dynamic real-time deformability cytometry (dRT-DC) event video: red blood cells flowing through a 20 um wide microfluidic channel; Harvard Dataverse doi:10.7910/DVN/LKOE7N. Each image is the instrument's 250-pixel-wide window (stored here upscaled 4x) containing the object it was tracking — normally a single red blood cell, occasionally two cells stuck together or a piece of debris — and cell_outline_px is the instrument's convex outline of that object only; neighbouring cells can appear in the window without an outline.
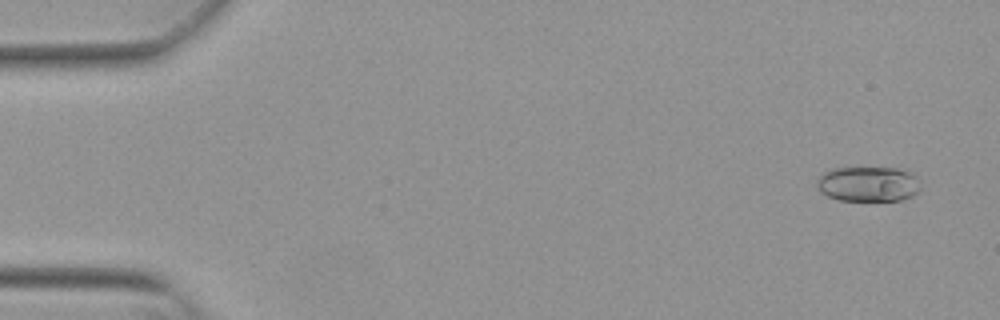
{"species": "Egyptian fruit bat (a non-hibernating species)", "species_latin": "Rousettus aegyptiacus", "temperature_condition": "warm", "stored_images_in_passage": 46, "camera_frame_rate_fps": 3000, "um_per_image_px": 0.085, "animal": {"sex": "female"}, "frame": {"image": 1, "passage_image": 2, "time_ms": 0.333, "image_size_px": [1000, 320], "cell_outline_px": [[920, 192], [912, 196], [900, 200], [840, 200], [828, 196], [820, 192], [816, 188], [816, 180], [828, 168], [908, 168], [916, 176], [920, 188]], "centroid_in_image_um": [73.81, 15.62], "position_along_channel_um": 11.2, "area_um2": 21.56}}
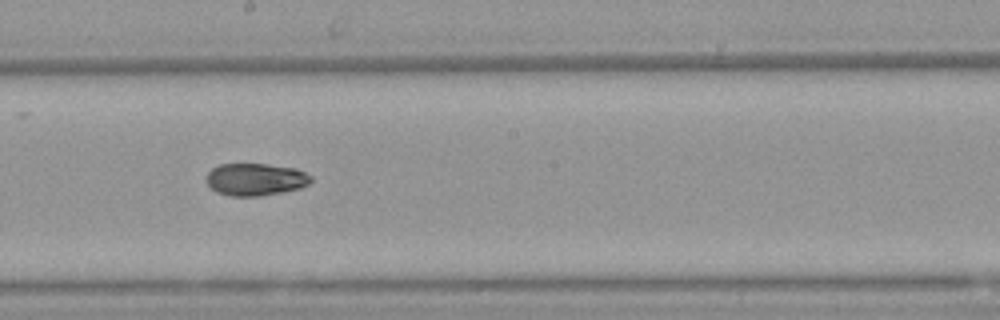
{"frame": {"image": 2, "passage_image": 29, "time_ms": 9.333, "image_size_px": [1000, 320], "cell_outline_px": [[312, 180], [308, 184], [300, 188], [260, 196], [232, 196], [216, 192], [204, 180], [204, 176], [212, 168], [220, 164], [268, 164], [296, 168], [312, 176]], "centroid_in_image_um": [21.69, 15.24], "position_along_channel_um": 226.5, "area_um2": 19.83}}
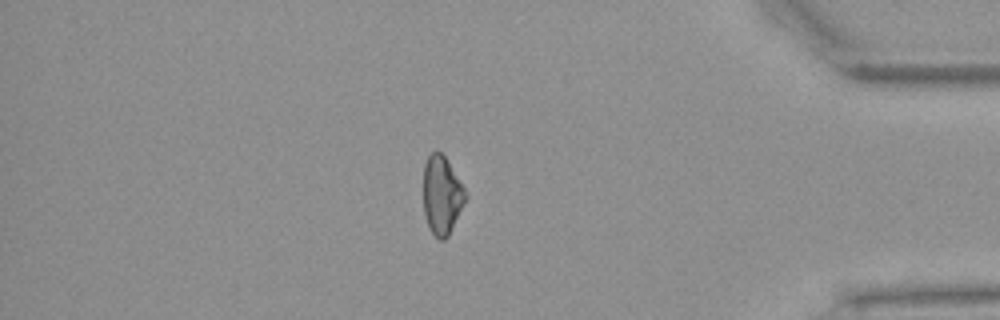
{"frame": {"image": 3, "passage_image": 45, "time_ms": 14.667, "image_size_px": [1000, 320], "cell_outline_px": [[468, 196], [448, 236], [444, 240], [440, 240], [432, 232], [428, 224], [424, 212], [424, 164], [428, 156], [432, 152], [440, 152], [444, 156], [464, 188]], "centroid_in_image_um": [37.56, 16.6], "position_along_channel_um": 397.6, "area_um2": 18.84}}